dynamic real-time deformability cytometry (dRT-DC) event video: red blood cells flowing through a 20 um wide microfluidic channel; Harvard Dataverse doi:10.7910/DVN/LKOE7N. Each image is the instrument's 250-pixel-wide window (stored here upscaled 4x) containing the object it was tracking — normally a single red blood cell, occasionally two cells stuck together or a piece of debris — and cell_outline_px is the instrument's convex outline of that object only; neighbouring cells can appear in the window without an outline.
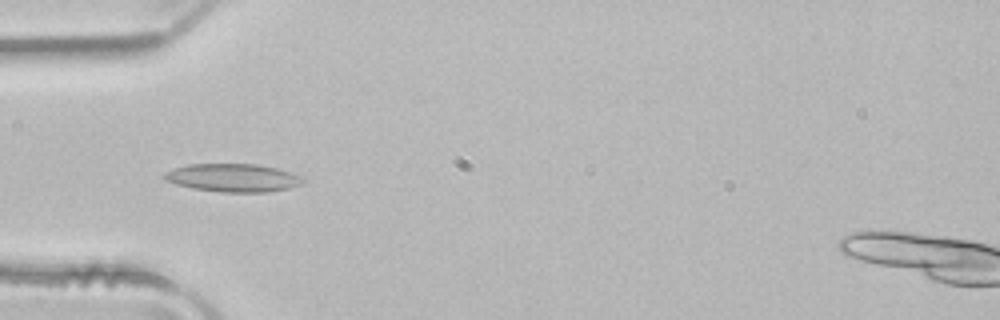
{"species": "common noctule bat (a hibernating species)", "species_latin": "Nyctalus noctula", "temperature_condition": "room temperature", "stored_images_in_passage": 51, "camera_frame_rate_fps": 3000, "um_per_image_px": 0.085, "animal": {"sex": "male", "body_mass_g": 21.5, "forearm_length_mm": 52.0}, "frame": {"image": 1, "passage_image": 16, "time_ms": 5.0, "image_size_px": [1000, 320], "cell_outline_px": [[304, 180], [300, 184], [288, 188], [268, 192], [220, 192], [192, 188], [176, 184], [164, 180], [160, 176], [164, 172], [172, 168], [188, 164], [256, 164], [276, 168], [300, 176]], "centroid_in_image_um": [19.71, 15.11], "position_along_channel_um": 65.3, "area_um2": 22.72}}
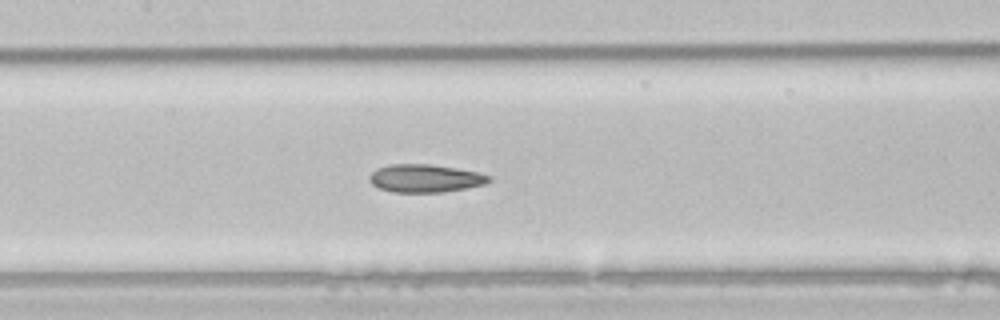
{"frame": {"image": 2, "passage_image": 24, "time_ms": 7.667, "image_size_px": [1000, 320], "cell_outline_px": [[492, 180], [484, 184], [444, 192], [392, 192], [380, 188], [372, 184], [368, 176], [376, 168], [388, 164], [428, 164], [476, 172], [492, 176]], "centroid_in_image_um": [36.1, 15.16], "position_along_channel_um": 171.3, "area_um2": 19.31}}
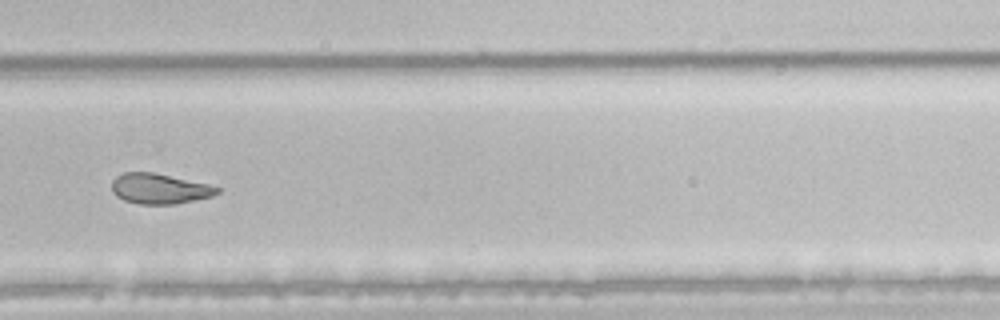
{"frame": {"image": 3, "passage_image": 35, "time_ms": 11.333, "image_size_px": [1000, 320], "cell_outline_px": [[220, 192], [212, 196], [176, 204], [140, 204], [124, 200], [116, 196], [112, 192], [112, 180], [116, 176], [124, 172], [152, 172], [208, 184], [220, 188]], "centroid_in_image_um": [13.54, 16.04], "position_along_channel_um": 316.3, "area_um2": 18.55}, "authors_computed_cell_mechanics": {"area_um2": 21.7906, "velocity_mm_per_s": 3.9731, "shape_relaxation_time_tau1_ms": null, "shape_relaxation_time_tau2_ms": 3.1139, "deformation_change_tau1": null, "deformation_change_tau2": 0.0955}}